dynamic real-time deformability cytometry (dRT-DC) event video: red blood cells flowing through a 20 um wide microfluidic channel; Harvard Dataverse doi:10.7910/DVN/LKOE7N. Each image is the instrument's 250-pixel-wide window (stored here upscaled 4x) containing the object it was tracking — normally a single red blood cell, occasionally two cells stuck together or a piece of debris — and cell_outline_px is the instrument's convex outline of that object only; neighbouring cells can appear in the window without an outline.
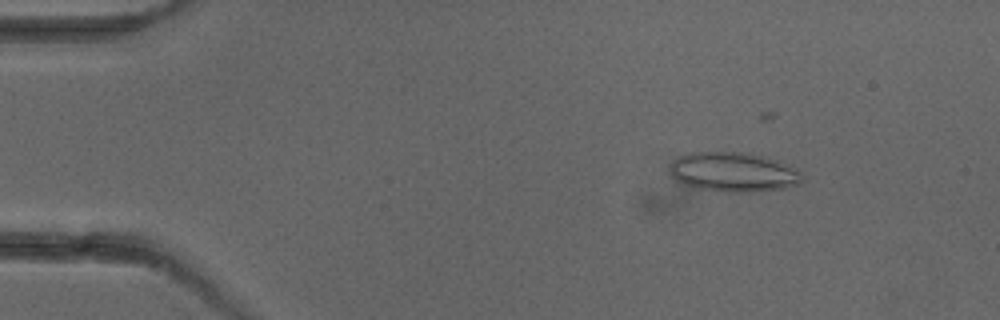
{"species": "common noctule bat (a hibernating species)", "species_latin": "Nyctalus noctula", "temperature_condition": "cold", "stored_images_in_passage": 5, "camera_frame_rate_fps": 3000, "um_per_image_px": 0.085, "animal": {"sex": "female"}, "frame": {"image": 1, "passage_image": 2, "time_ms": 1.667, "image_size_px": [1000, 320], "cell_outline_px": [[804, 180], [800, 184], [784, 188], [752, 192], [728, 192], [700, 188], [684, 184], [676, 180], [672, 176], [672, 164], [680, 156], [688, 152], [736, 152], [760, 156], [776, 160], [796, 168], [804, 176]], "centroid_in_image_um": [62.4, 14.63], "position_along_channel_um": 22.6, "area_um2": 30.11}}